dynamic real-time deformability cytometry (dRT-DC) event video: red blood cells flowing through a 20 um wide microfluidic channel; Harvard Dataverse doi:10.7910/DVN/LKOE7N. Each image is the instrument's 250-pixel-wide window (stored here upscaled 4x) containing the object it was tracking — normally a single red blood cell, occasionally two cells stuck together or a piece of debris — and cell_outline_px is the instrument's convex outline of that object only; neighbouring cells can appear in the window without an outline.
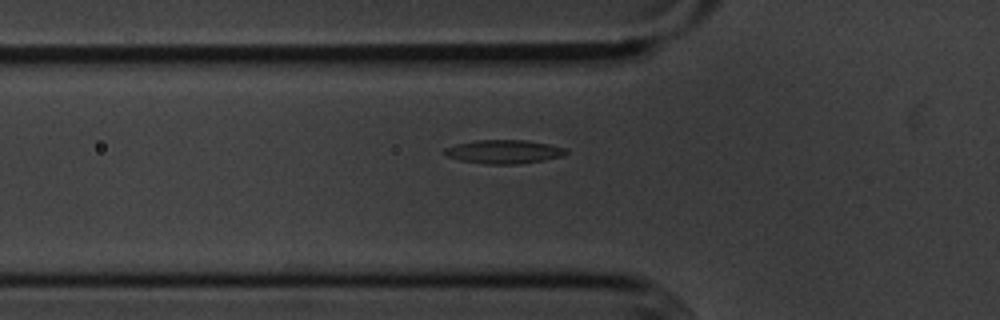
{"species": "common noctule bat (a hibernating species)", "species_latin": "Nyctalus noctula", "temperature_condition": "cold", "stored_images_in_passage": 40, "camera_frame_rate_fps": 3000, "um_per_image_px": 0.085, "animal": {"sex": "male", "body_mass_g": 20.1, "forearm_length_mm": 53.5}, "frame": {"image": 1, "passage_image": 3, "time_ms": 0.667, "image_size_px": [1000, 320], "cell_outline_px": [[568, 152], [564, 156], [544, 160], [516, 164], [488, 164], [460, 160], [448, 156], [444, 152], [444, 148], [456, 144], [476, 140], [528, 140], [568, 148]], "centroid_in_image_um": [42.88, 12.89], "position_along_channel_um": 82.9, "area_um2": 16.76}}
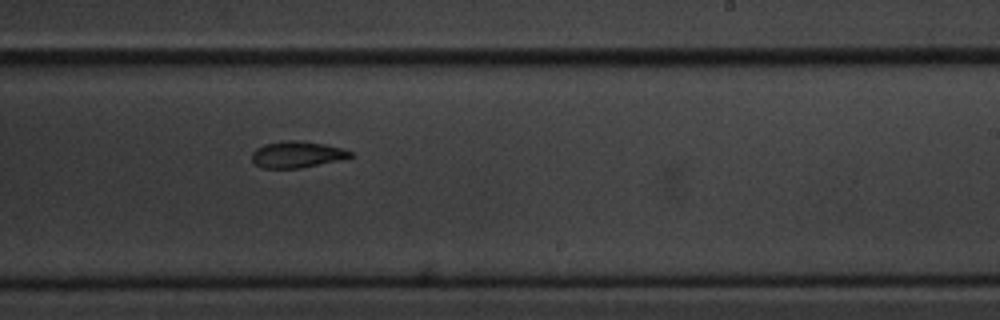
{"frame": {"image": 2, "passage_image": 18, "time_ms": 5.667, "image_size_px": [1000, 320], "cell_outline_px": [[352, 156], [336, 160], [300, 168], [260, 168], [252, 160], [252, 152], [256, 148], [264, 144], [288, 140], [296, 140], [324, 144], [340, 148], [352, 152]], "centroid_in_image_um": [25.17, 13.13], "position_along_channel_um": 263.8, "area_um2": 14.85}}
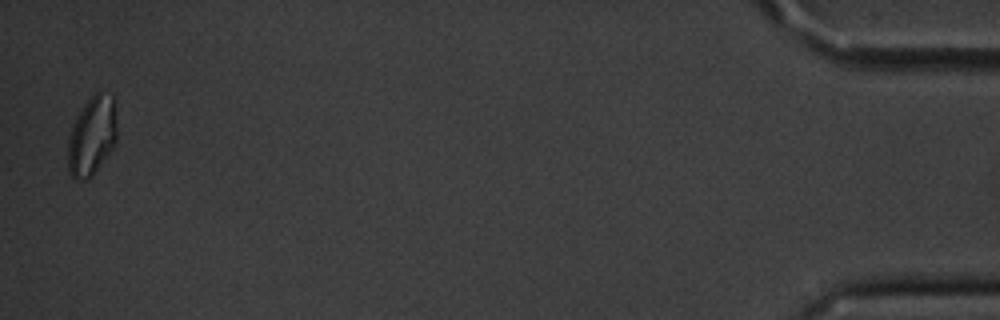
{"frame": {"image": 3, "passage_image": 39, "time_ms": 12.667, "image_size_px": [1000, 320], "cell_outline_px": [[116, 144], [92, 176], [84, 180], [76, 180], [68, 172], [68, 136], [84, 104], [96, 92], [100, 92], [112, 96], [116, 100]], "centroid_in_image_um": [7.84, 11.57], "position_along_channel_um": 427.4, "area_um2": 22.6}, "authors_computed_cell_mechanics": {"area_um2": 16.5308, "velocity_mm_per_s": 3.6078, "shape_relaxation_time_tau1_ms": 3.9039, "shape_relaxation_time_tau2_ms": 4.4008, "deformation_change_tau1": 0.1135, "deformation_change_tau2": 0.1017}}